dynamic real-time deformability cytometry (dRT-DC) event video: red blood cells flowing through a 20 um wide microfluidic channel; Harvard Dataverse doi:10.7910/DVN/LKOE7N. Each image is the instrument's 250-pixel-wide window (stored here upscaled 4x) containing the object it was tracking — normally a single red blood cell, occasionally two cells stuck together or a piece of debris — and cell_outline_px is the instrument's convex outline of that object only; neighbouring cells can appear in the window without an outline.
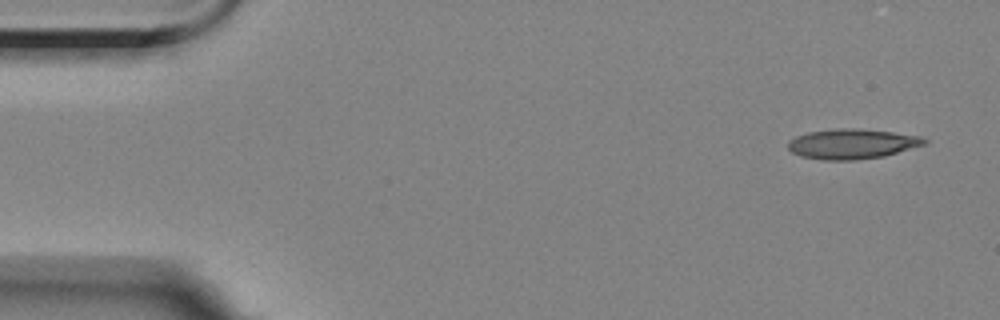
{"species": "Egyptian fruit bat (a non-hibernating species)", "species_latin": "Rousettus aegyptiacus", "temperature_condition": "room temperature", "stored_images_in_passage": 9, "camera_frame_rate_fps": 3000, "um_per_image_px": 0.085, "animal": {"sex": "female"}, "frame": {"image": 1, "passage_image": 1, "time_ms": 0.0, "image_size_px": [1000, 320], "cell_outline_px": [[928, 144], [884, 156], [856, 160], [824, 160], [800, 156], [792, 152], [788, 148], [788, 140], [796, 136], [808, 132], [836, 128], [856, 128], [892, 132], [920, 136], [928, 140]], "centroid_in_image_um": [72.43, 12.23], "position_along_channel_um": 12.6, "area_um2": 23.99}}
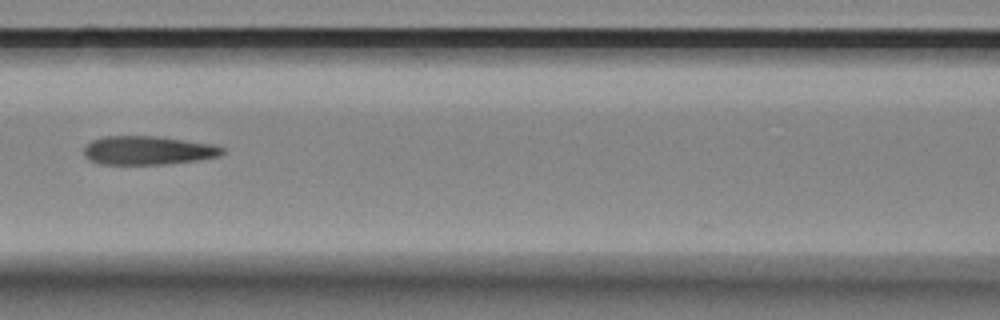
{"frame": {"image": 2, "passage_image": 7, "time_ms": 7.0, "image_size_px": [1000, 320], "cell_outline_px": [[224, 152], [220, 156], [200, 160], [168, 164], [100, 164], [88, 160], [84, 156], [84, 148], [92, 140], [104, 136], [156, 136], [212, 144], [224, 148]], "centroid_in_image_um": [12.57, 12.79], "position_along_channel_um": 154.0, "area_um2": 23.24}}
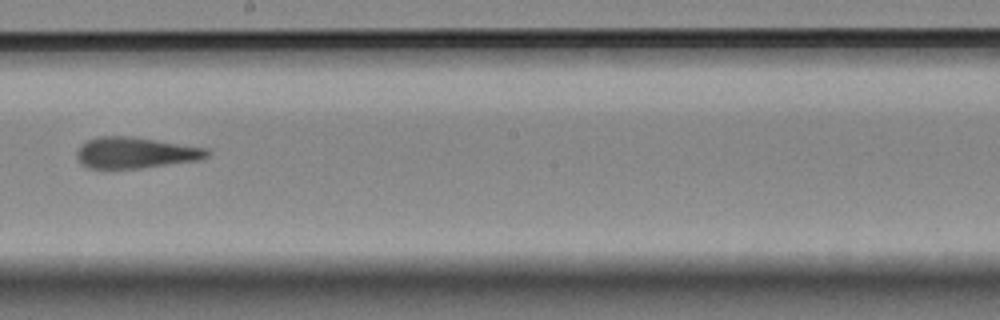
{"frame": {"image": 3, "passage_image": 9, "time_ms": 9.333, "image_size_px": [1000, 320], "cell_outline_px": [[212, 152], [208, 156], [200, 160], [140, 168], [88, 168], [80, 160], [76, 152], [88, 140], [100, 136], [128, 136], [208, 148]], "centroid_in_image_um": [11.58, 12.98], "position_along_channel_um": 236.6, "area_um2": 23.24}}